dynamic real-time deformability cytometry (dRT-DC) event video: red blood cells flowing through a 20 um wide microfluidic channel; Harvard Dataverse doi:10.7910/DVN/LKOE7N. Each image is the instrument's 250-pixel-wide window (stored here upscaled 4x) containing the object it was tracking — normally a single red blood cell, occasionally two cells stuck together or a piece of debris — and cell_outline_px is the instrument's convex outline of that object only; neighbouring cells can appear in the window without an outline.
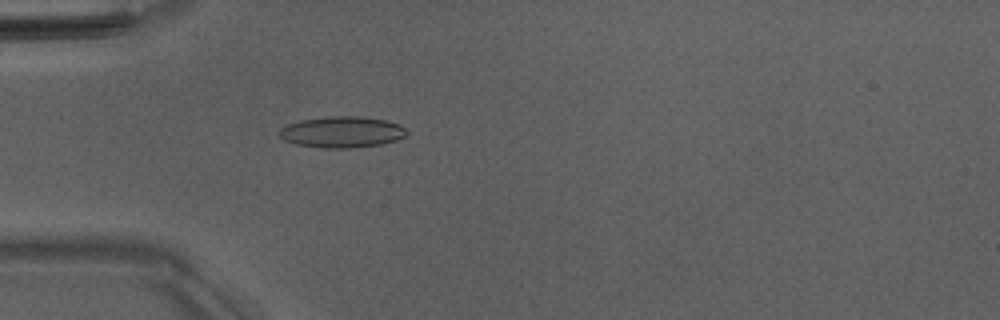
{"species": "Egyptian fruit bat (a non-hibernating species)", "species_latin": "Rousettus aegyptiacus", "temperature_condition": "room temperature", "stored_images_in_passage": 52, "camera_frame_rate_fps": 3000, "um_per_image_px": 0.085, "animal": {"sex": "male"}, "frame": {"image": 1, "passage_image": 16, "time_ms": 5.0, "image_size_px": [1000, 320], "cell_outline_px": [[408, 132], [404, 136], [396, 140], [380, 144], [348, 148], [324, 148], [296, 144], [284, 140], [276, 132], [280, 128], [288, 124], [300, 120], [328, 116], [360, 116], [384, 120], [396, 124], [404, 128]], "centroid_in_image_um": [29.0, 11.22], "position_along_channel_um": 56.0, "area_um2": 23.0}}
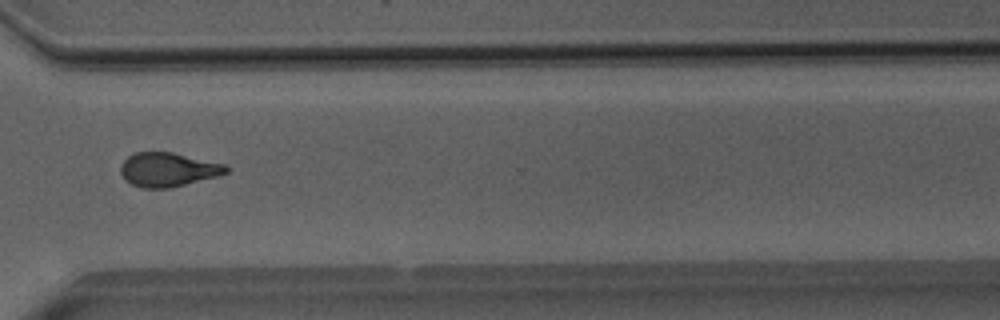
{"frame": {"image": 2, "passage_image": 39, "time_ms": 12.667, "image_size_px": [1000, 320], "cell_outline_px": [[228, 172], [216, 176], [168, 188], [140, 188], [124, 180], [120, 172], [120, 164], [128, 156], [136, 152], [172, 152], [228, 164]], "centroid_in_image_um": [14.26, 14.4], "position_along_channel_um": 356.3, "area_um2": 20.98}}
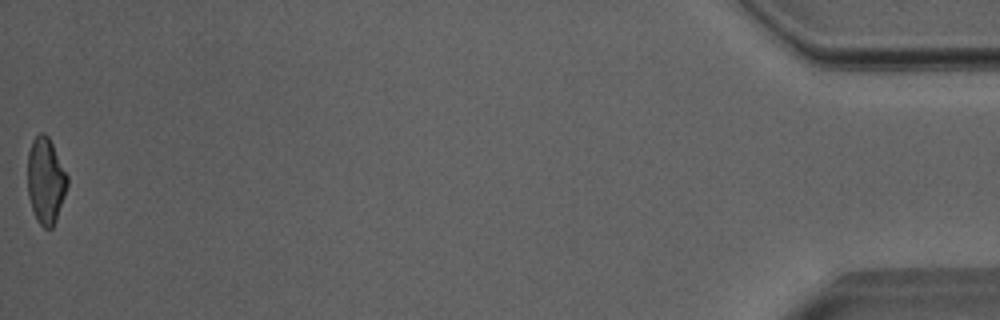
{"frame": {"image": 3, "passage_image": 52, "time_ms": 17.0, "image_size_px": [1000, 320], "cell_outline_px": [[68, 184], [56, 220], [52, 228], [44, 228], [36, 220], [28, 196], [28, 152], [32, 140], [40, 132], [44, 132], [48, 136], [68, 176]], "centroid_in_image_um": [3.88, 15.35], "position_along_channel_um": 431.3, "area_um2": 19.83}, "authors_computed_cell_mechanics": {"area_um2": 21.386, "velocity_mm_per_s": 4.0193, "shape_relaxation_time_tau1_ms": 9.9469, "shape_relaxation_time_tau2_ms": 2.1892, "deformation_change_tau1": 0.2258, "deformation_change_tau2": 0.1053}}